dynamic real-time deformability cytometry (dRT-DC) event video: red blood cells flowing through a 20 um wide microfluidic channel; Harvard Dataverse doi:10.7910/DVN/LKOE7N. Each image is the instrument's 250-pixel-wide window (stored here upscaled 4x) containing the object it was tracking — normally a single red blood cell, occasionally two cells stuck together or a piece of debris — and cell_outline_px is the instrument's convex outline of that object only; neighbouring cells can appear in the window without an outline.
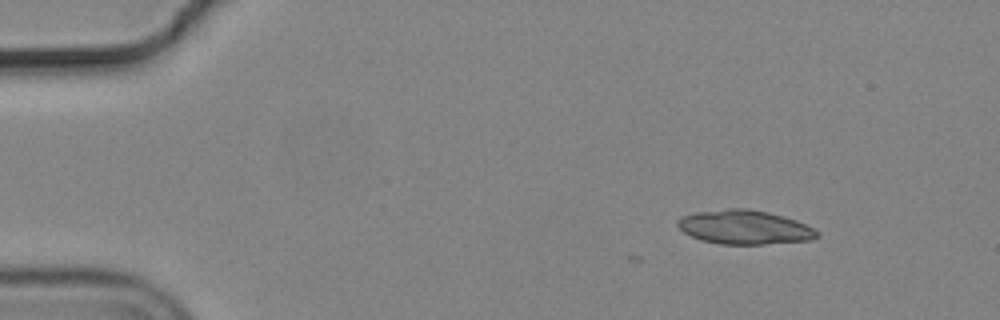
{"species": "common noctule bat (a hibernating species)", "species_latin": "Nyctalus noctula", "temperature_condition": "cold", "stored_images_in_passage": 3, "camera_frame_rate_fps": 3000, "um_per_image_px": 0.085, "animal": {"sex": "male", "body_mass_g": 19.2, "forearm_length_mm": 51.8}, "frame": {"image": 1, "passage_image": 3, "time_ms": 0.667, "image_size_px": [1000, 320], "cell_outline_px": [[820, 236], [812, 240], [764, 244], [720, 244], [700, 240], [684, 232], [676, 224], [676, 220], [680, 216], [696, 212], [728, 208], [748, 208], [768, 212], [796, 220], [820, 232]], "centroid_in_image_um": [63.27, 19.31], "position_along_channel_um": 21.7, "area_um2": 27.8}}